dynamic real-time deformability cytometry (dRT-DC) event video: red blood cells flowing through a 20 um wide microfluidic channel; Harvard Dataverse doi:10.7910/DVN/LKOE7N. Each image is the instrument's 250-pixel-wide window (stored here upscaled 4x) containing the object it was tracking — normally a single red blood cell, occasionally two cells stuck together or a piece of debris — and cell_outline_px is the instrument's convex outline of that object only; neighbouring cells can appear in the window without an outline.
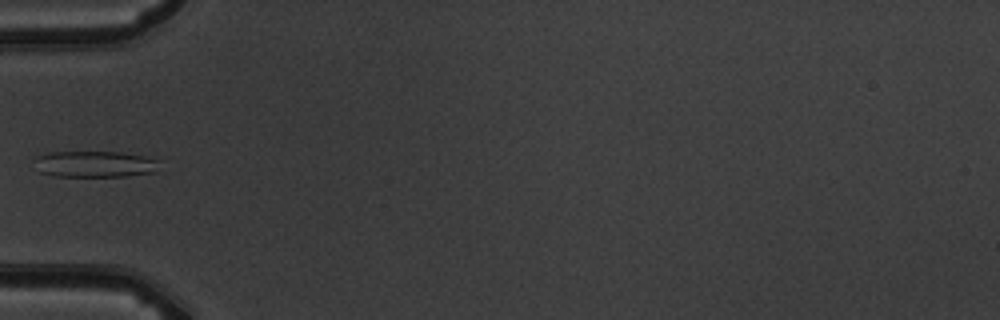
{"species": "common noctule bat (a hibernating species)", "species_latin": "Nyctalus noctula", "temperature_condition": "warm", "stored_images_in_passage": 6, "camera_frame_rate_fps": 3000, "um_per_image_px": 0.085, "animal": {"sex": "male", "body_mass_g": 19.5, "forearm_length_mm": 54.6}, "frame": {"image": 1, "passage_image": 6, "time_ms": 5.667, "image_size_px": [1000, 320], "cell_outline_px": [[160, 160], [156, 172], [124, 176], [56, 176], [40, 172], [36, 156], [48, 152], [120, 152], [144, 156]], "centroid_in_image_um": [8.12, 13.94], "position_along_channel_um": 76.9, "area_um2": 18.96}}